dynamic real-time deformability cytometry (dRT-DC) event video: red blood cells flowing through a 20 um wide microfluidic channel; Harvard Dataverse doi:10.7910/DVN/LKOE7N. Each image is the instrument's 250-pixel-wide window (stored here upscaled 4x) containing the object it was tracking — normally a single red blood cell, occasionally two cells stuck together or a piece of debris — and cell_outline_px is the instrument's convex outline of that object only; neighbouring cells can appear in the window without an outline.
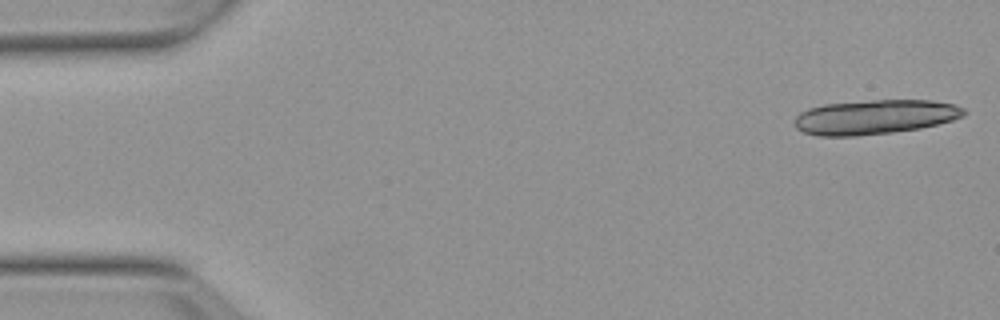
{"species": "Egyptian fruit bat (a non-hibernating species)", "species_latin": "Rousettus aegyptiacus", "temperature_condition": "warm", "stored_images_in_passage": 19, "camera_frame_rate_fps": 3000, "um_per_image_px": 0.085, "animal": {"sex": "female"}, "frame": {"image": 1, "passage_image": 1, "time_ms": 0.0, "image_size_px": [1000, 320], "cell_outline_px": [[968, 112], [964, 116], [952, 120], [920, 128], [892, 132], [856, 136], [816, 136], [804, 132], [796, 128], [796, 116], [800, 112], [808, 108], [824, 104], [872, 100], [932, 100], [956, 104], [964, 108]], "centroid_in_image_um": [74.38, 9.94], "position_along_channel_um": 10.6, "area_um2": 34.16}}